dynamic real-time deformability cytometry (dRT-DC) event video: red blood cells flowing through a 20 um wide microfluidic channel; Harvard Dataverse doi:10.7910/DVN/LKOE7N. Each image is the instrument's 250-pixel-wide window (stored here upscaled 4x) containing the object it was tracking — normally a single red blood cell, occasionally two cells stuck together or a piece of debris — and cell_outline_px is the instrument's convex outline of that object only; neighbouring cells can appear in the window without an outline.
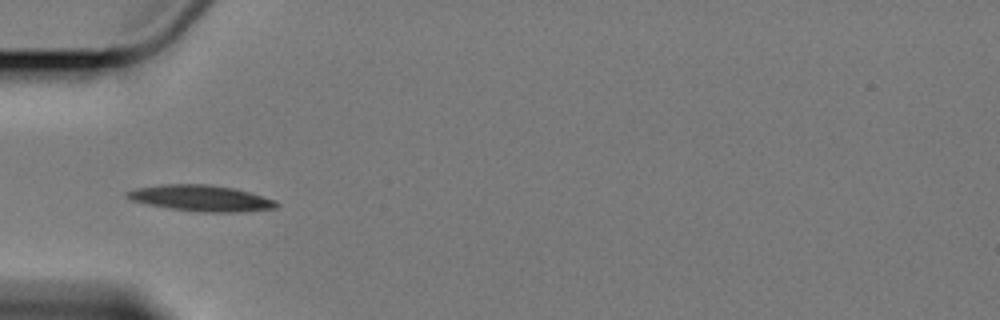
{"species": "Egyptian fruit bat (a non-hibernating species)", "species_latin": "Rousettus aegyptiacus", "temperature_condition": "cold", "stored_images_in_passage": 8, "camera_frame_rate_fps": 3000, "um_per_image_px": 0.085, "animal": {"sex": "female"}, "frame": {"image": 1, "passage_image": 3, "time_ms": 3.333, "image_size_px": [1000, 320], "cell_outline_px": [[280, 204], [276, 208], [244, 212], [200, 212], [172, 208], [148, 204], [132, 200], [124, 196], [124, 192], [136, 188], [164, 184], [208, 184], [232, 188], [248, 192], [276, 200]], "centroid_in_image_um": [17.1, 16.85], "position_along_channel_um": 67.9, "area_um2": 22.6}}
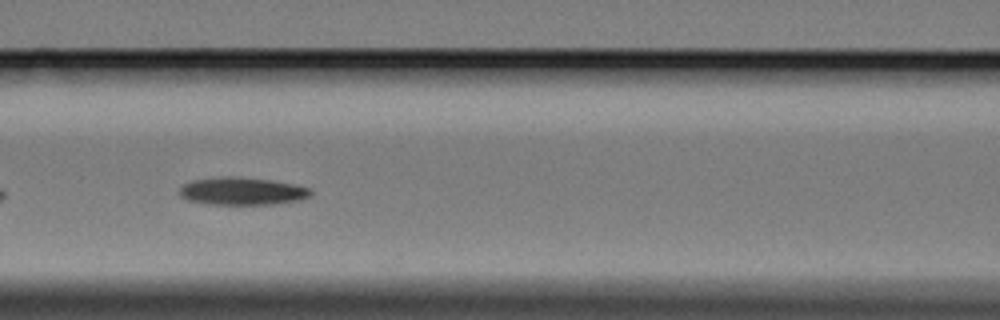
{"frame": {"image": 2, "passage_image": 5, "time_ms": 5.667, "image_size_px": [1000, 320], "cell_outline_px": [[312, 192], [308, 196], [300, 200], [272, 204], [208, 204], [188, 200], [180, 196], [180, 188], [184, 184], [192, 180], [220, 176], [232, 176], [268, 180], [292, 184], [308, 188]], "centroid_in_image_um": [20.53, 16.25], "position_along_channel_um": 146.1, "area_um2": 20.87}}
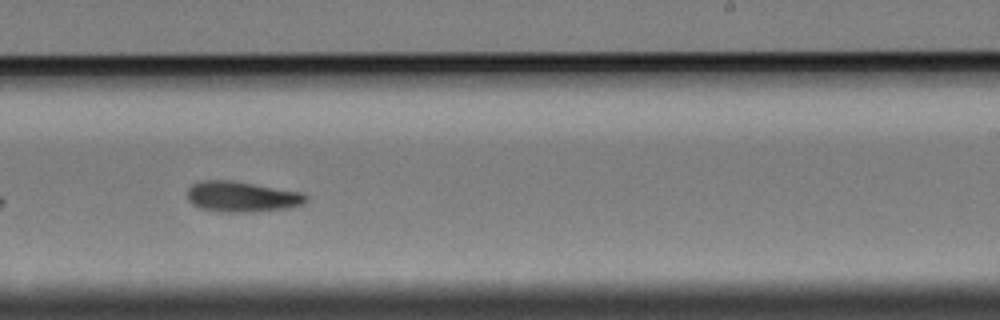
{"frame": {"image": 3, "passage_image": 8, "time_ms": 9.333, "image_size_px": [1000, 320], "cell_outline_px": [[308, 196], [300, 204], [288, 208], [256, 212], [224, 212], [200, 208], [192, 204], [188, 200], [188, 188], [192, 184], [200, 180], [232, 180], [304, 192]], "centroid_in_image_um": [20.54, 16.71], "position_along_channel_um": 268.5, "area_um2": 21.27}}